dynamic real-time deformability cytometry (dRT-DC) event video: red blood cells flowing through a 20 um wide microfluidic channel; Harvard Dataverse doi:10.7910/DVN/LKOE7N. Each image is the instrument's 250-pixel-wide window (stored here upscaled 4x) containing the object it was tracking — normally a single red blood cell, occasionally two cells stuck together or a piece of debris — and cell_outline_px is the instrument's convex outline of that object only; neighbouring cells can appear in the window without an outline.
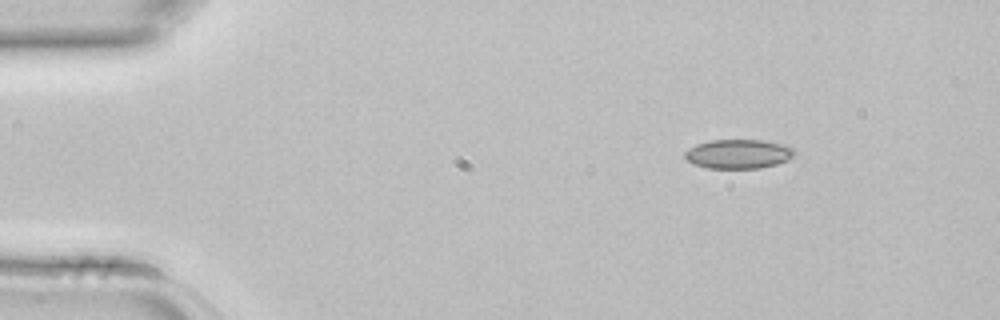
{"species": "common noctule bat (a hibernating species)", "species_latin": "Nyctalus noctula", "temperature_condition": "room temperature", "stored_images_in_passage": 3, "segment_of_instrument_passage": [2, 2], "camera_frame_rate_fps": 3000, "um_per_image_px": 0.085, "animal": {"sex": "female", "body_mass_g": 22.7, "forearm_length_mm": 54.2}, "frame": {"image": 1, "passage_image": 3, "time_ms": 0.667, "image_size_px": [1000, 320], "cell_outline_px": [[796, 152], [788, 160], [776, 164], [760, 168], [708, 168], [692, 164], [684, 156], [684, 152], [688, 148], [696, 144], [708, 140], [764, 140], [788, 144]], "centroid_in_image_um": [62.76, 13.07], "position_along_channel_um": 22.2, "area_um2": 18.9}}